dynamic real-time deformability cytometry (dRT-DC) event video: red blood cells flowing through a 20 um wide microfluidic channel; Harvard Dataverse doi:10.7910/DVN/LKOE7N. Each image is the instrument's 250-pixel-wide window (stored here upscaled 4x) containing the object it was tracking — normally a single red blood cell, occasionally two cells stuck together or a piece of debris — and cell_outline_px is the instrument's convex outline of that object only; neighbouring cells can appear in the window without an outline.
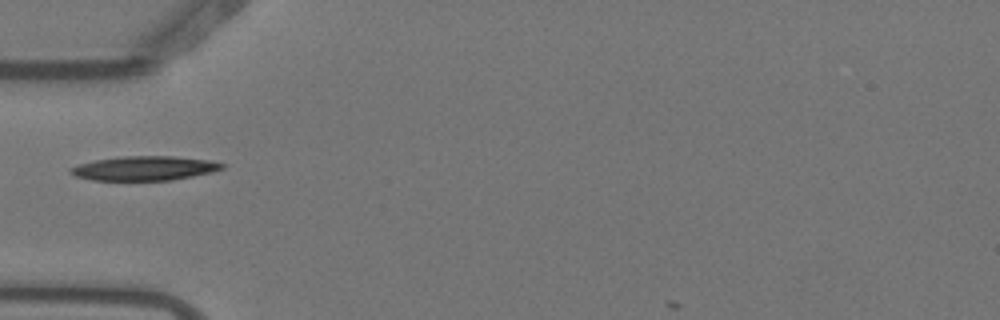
{"species": "Egyptian fruit bat (a non-hibernating species)", "species_latin": "Rousettus aegyptiacus", "temperature_condition": "warm", "stored_images_in_passage": 3, "camera_frame_rate_fps": 3000, "um_per_image_px": 0.085, "animal": {"sex": "female"}, "frame": {"image": 1, "passage_image": 2, "time_ms": 0.333, "image_size_px": [1000, 320], "cell_outline_px": [[224, 168], [212, 172], [172, 180], [92, 180], [76, 176], [68, 172], [68, 168], [80, 164], [96, 160], [124, 156], [172, 156], [208, 160], [224, 164]], "centroid_in_image_um": [12.26, 14.3], "position_along_channel_um": 72.7, "area_um2": 21.27}}
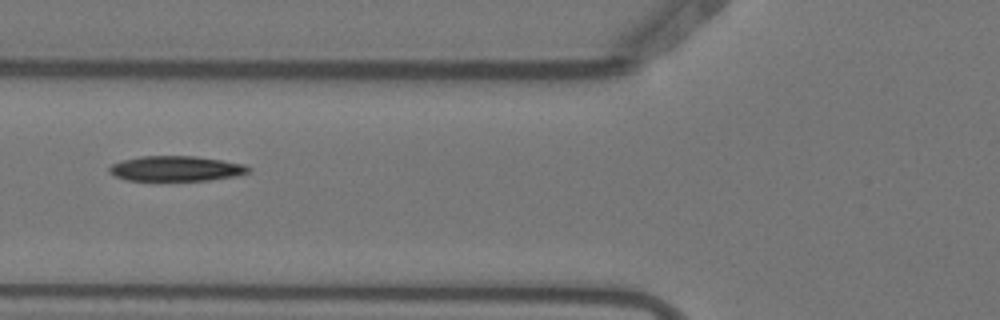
{"frame": {"image": 2, "passage_image": 3, "time_ms": 0.667, "image_size_px": [1000, 320], "cell_outline_px": [[252, 168], [248, 172], [236, 176], [208, 180], [128, 180], [116, 176], [108, 172], [108, 168], [112, 164], [120, 160], [140, 156], [196, 156], [244, 164]], "centroid_in_image_um": [14.94, 14.32], "position_along_channel_um": 110.9, "area_um2": 20.35}}